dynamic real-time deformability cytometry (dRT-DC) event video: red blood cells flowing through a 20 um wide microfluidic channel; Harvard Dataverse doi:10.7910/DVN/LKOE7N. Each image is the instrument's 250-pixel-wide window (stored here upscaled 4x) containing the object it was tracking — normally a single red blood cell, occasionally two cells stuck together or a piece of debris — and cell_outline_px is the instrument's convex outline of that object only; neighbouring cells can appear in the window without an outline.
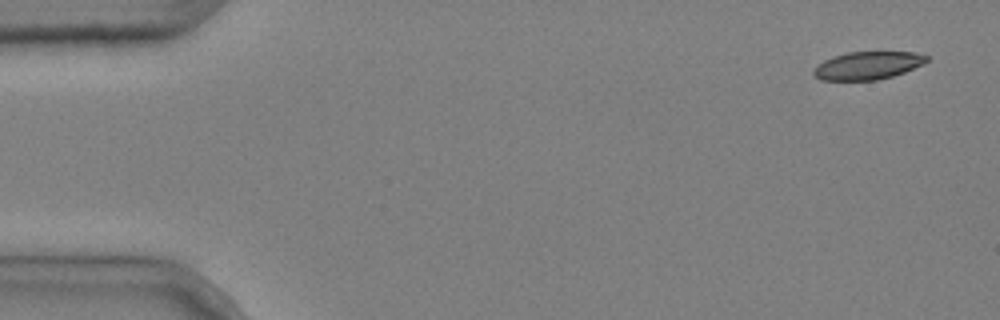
{"species": "common noctule bat (a hibernating species)", "species_latin": "Nyctalus noctula", "temperature_condition": "cold", "stored_images_in_passage": 4, "camera_frame_rate_fps": 3000, "um_per_image_px": 0.085, "animal": {"sex": "male", "body_mass_g": 20.4}, "frame": {"image": 1, "passage_image": 1, "time_ms": 0.0, "image_size_px": [1000, 320], "cell_outline_px": [[928, 60], [924, 64], [904, 72], [892, 76], [876, 80], [820, 80], [812, 72], [824, 60], [848, 52], [916, 52], [928, 56]], "centroid_in_image_um": [73.8, 5.57], "position_along_channel_um": 11.2, "area_um2": 18.15}}